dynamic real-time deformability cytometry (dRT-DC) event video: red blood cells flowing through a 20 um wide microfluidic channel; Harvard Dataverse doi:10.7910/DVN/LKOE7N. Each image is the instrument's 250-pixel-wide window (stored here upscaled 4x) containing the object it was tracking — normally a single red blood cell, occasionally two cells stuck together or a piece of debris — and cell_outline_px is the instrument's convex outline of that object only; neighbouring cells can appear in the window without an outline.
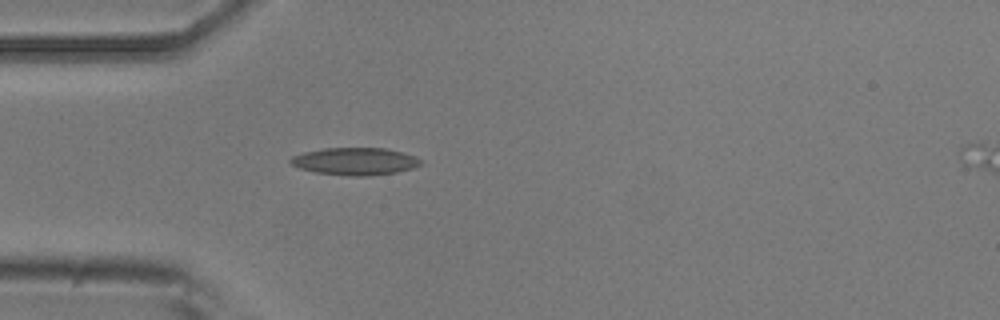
{"species": "common noctule bat (a hibernating species)", "species_latin": "Nyctalus noctula", "temperature_condition": "room temperature", "stored_images_in_passage": 2, "camera_frame_rate_fps": 3000, "um_per_image_px": 0.085, "animal": {"sex": "male", "body_mass_g": 20.5, "forearm_length_mm": 52.5}, "frame": {"image": 1, "passage_image": 2, "time_ms": 1.0, "image_size_px": [1000, 320], "cell_outline_px": [[424, 164], [412, 168], [396, 172], [368, 176], [348, 176], [316, 172], [300, 168], [292, 164], [288, 160], [292, 156], [304, 152], [324, 148], [388, 148], [416, 156], [424, 160]], "centroid_in_image_um": [30.23, 13.71], "position_along_channel_um": 54.8, "area_um2": 20.92}}